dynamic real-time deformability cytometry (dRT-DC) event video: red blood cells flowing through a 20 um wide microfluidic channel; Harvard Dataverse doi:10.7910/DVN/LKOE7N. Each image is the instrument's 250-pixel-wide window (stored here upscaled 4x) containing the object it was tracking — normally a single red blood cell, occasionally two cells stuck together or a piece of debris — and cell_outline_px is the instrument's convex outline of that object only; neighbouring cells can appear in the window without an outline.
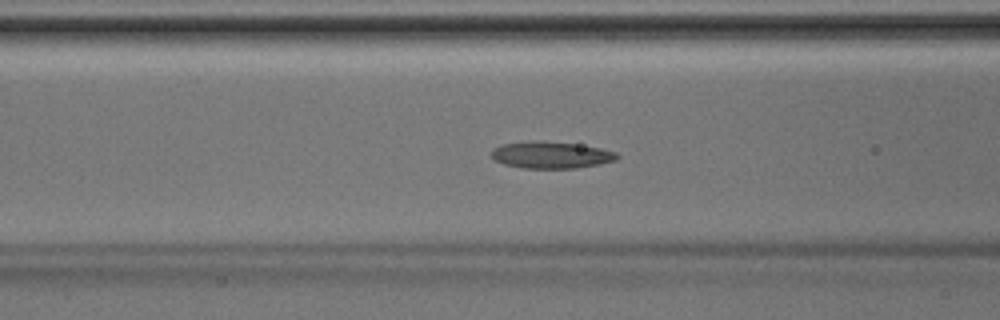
{"species": "Egyptian fruit bat (a non-hibernating species)", "species_latin": "Rousettus aegyptiacus", "temperature_condition": "room temperature", "stored_images_in_passage": 37, "camera_frame_rate_fps": 3000, "um_per_image_px": 0.085, "animal": {"sex": "male"}, "frame": {"image": 1, "passage_image": 10, "time_ms": 3.0, "image_size_px": [1000, 320], "cell_outline_px": [[620, 156], [616, 160], [600, 164], [576, 168], [520, 168], [504, 164], [496, 160], [492, 156], [492, 148], [500, 144], [572, 144], [600, 148], [616, 152]], "centroid_in_image_um": [46.89, 13.23], "position_along_channel_um": 119.7, "area_um2": 18.5}}
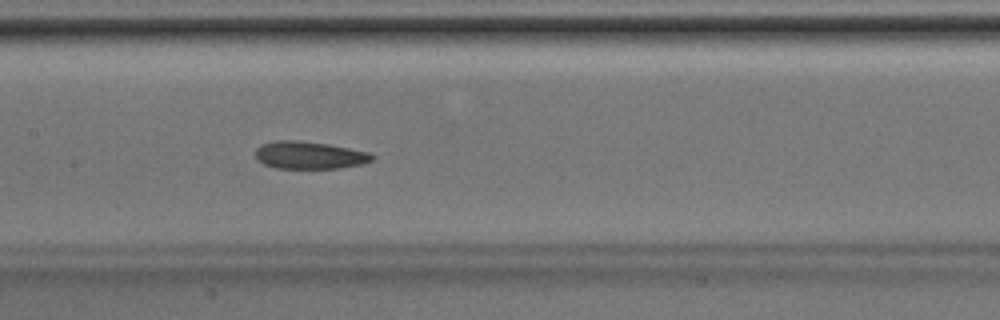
{"frame": {"image": 2, "passage_image": 14, "time_ms": 4.333, "image_size_px": [1000, 320], "cell_outline_px": [[376, 156], [372, 160], [360, 164], [340, 168], [276, 168], [264, 164], [256, 160], [256, 148], [260, 144], [276, 140], [296, 140], [328, 144], [372, 152]], "centroid_in_image_um": [26.3, 13.18], "position_along_channel_um": 181.1, "area_um2": 18.84}}
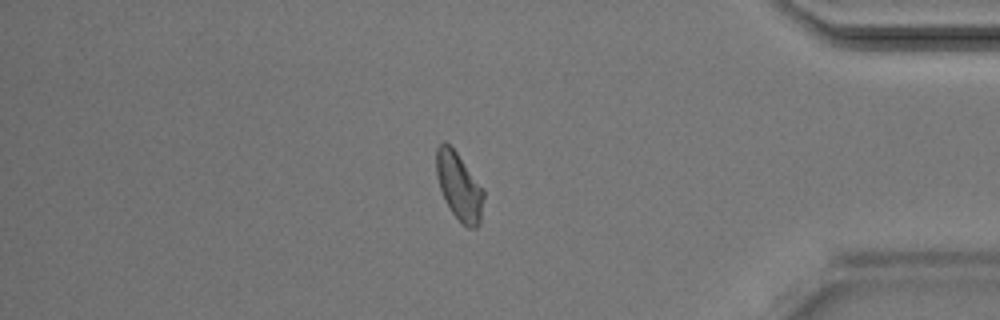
{"frame": {"image": 3, "passage_image": 30, "time_ms": 9.667, "image_size_px": [1000, 320], "cell_outline_px": [[484, 196], [480, 224], [476, 228], [468, 228], [452, 212], [444, 200], [436, 176], [436, 148], [444, 140], [456, 152], [484, 188]], "centroid_in_image_um": [39.03, 15.84], "position_along_channel_um": 396.2, "area_um2": 18.61}}